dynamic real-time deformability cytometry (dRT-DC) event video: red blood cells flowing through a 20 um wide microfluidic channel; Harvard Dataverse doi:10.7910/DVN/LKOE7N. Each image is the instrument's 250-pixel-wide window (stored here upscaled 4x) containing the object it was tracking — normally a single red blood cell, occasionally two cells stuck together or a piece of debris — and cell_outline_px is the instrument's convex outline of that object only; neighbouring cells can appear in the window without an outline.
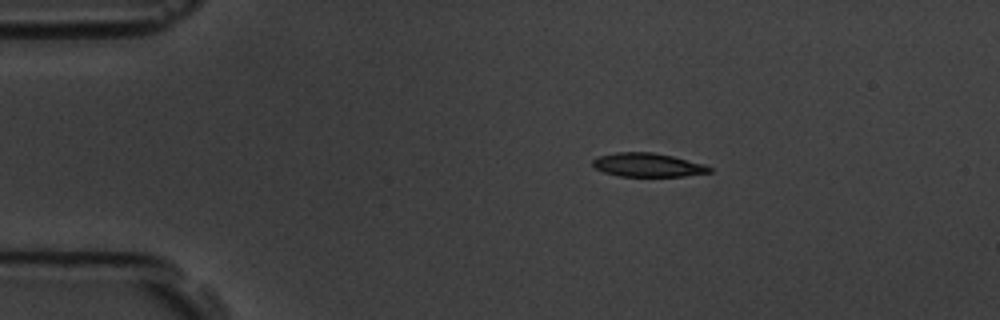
{"species": "common noctule bat (a hibernating species)", "species_latin": "Nyctalus noctula", "temperature_condition": "room temperature", "stored_images_in_passage": 3, "camera_frame_rate_fps": 3000, "um_per_image_px": 0.085, "animal": {"sex": "male", "body_mass_g": 19.5, "forearm_length_mm": 54.6}, "frame": {"image": 1, "passage_image": 2, "time_ms": 1.333, "image_size_px": [1000, 320], "cell_outline_px": [[712, 172], [684, 176], [620, 176], [604, 172], [596, 168], [592, 164], [592, 160], [596, 156], [616, 152], [652, 152], [672, 156], [704, 164], [712, 168]], "centroid_in_image_um": [55.04, 14.01], "position_along_channel_um": 30.0, "area_um2": 16.13}}